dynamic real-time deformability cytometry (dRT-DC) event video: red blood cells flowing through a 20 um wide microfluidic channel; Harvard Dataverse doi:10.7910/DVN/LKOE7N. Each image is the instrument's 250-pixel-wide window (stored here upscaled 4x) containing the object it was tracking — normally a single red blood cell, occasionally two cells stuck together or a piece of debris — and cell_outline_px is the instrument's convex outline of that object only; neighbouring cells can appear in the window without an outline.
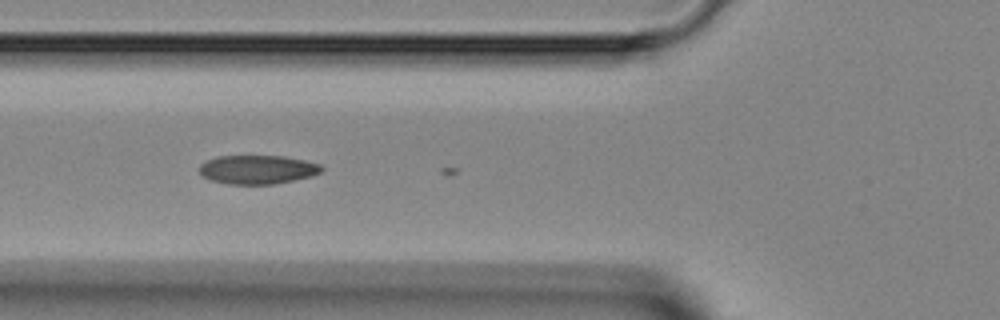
{"species": "Egyptian fruit bat (a non-hibernating species)", "species_latin": "Rousettus aegyptiacus", "temperature_condition": "room temperature", "stored_images_in_passage": 4, "camera_frame_rate_fps": 3000, "um_per_image_px": 0.085, "animal": {"sex": "female"}, "frame": {"image": 1, "passage_image": 2, "time_ms": 0.333, "image_size_px": [1000, 320], "cell_outline_px": [[324, 168], [320, 172], [312, 176], [272, 184], [228, 184], [212, 180], [204, 176], [200, 172], [200, 164], [216, 156], [284, 156], [304, 160], [320, 164]], "centroid_in_image_um": [21.9, 14.4], "position_along_channel_um": 103.9, "area_um2": 20.35}}